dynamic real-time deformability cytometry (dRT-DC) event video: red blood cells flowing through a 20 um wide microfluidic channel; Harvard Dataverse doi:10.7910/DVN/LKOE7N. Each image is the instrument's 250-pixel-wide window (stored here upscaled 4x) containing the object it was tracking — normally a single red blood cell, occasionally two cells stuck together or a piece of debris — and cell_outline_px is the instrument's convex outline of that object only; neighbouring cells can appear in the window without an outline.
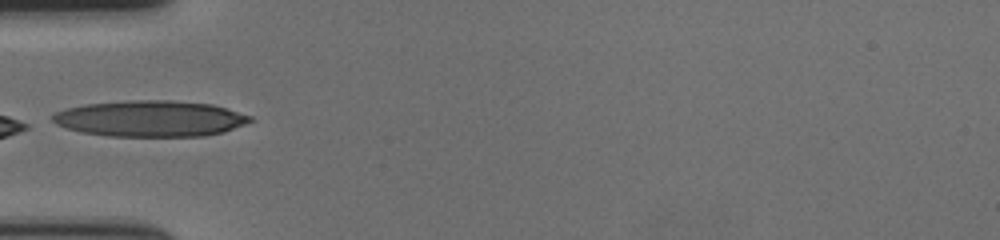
{"species": "human", "species_latin": "Homo sapiens", "temperature_condition": "cold", "stored_images_in_passage": 37, "camera_frame_rate_fps": 3000, "um_per_image_px": 0.085, "donor": {"sex": "female"}, "frame": {"image": 1, "passage_image": 1, "time_ms": 0.0, "image_size_px": [1000, 240], "cell_outline_px": [[256, 120], [224, 132], [204, 136], [108, 136], [80, 132], [56, 124], [52, 120], [52, 116], [56, 112], [68, 108], [84, 104], [128, 100], [172, 100], [212, 104], [252, 116]], "centroid_in_image_um": [12.8, 10.08], "position_along_channel_um": 72.2, "area_um2": 41.67}}
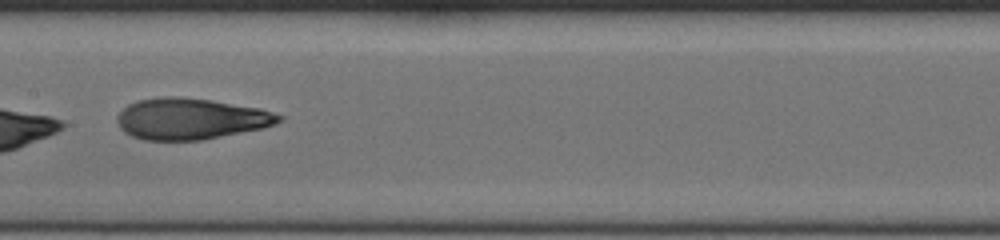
{"frame": {"image": 2, "passage_image": 11, "time_ms": 3.333, "image_size_px": [1000, 240], "cell_outline_px": [[284, 120], [276, 124], [264, 128], [200, 140], [144, 140], [132, 136], [124, 132], [120, 128], [116, 120], [116, 116], [128, 104], [136, 100], [164, 96], [180, 96], [212, 100], [260, 108], [284, 116]], "centroid_in_image_um": [16.21, 10.09], "position_along_channel_um": 191.2, "area_um2": 39.13}}
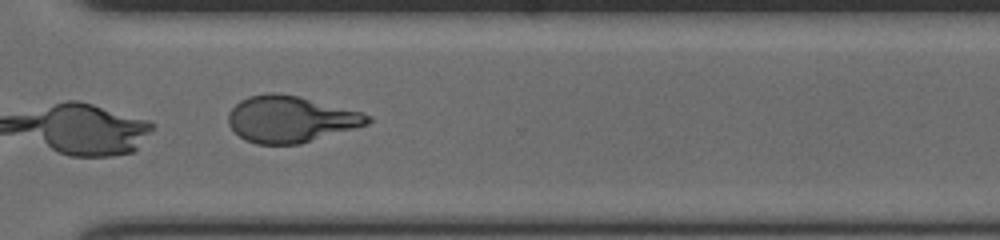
{"frame": {"image": 3, "passage_image": 24, "time_ms": 7.667, "image_size_px": [1000, 240], "cell_outline_px": [[372, 120], [368, 124], [300, 144], [256, 144], [244, 140], [228, 124], [228, 112], [240, 100], [248, 96], [268, 92], [280, 92], [300, 96], [360, 112], [372, 116]], "centroid_in_image_um": [24.67, 10.11], "position_along_channel_um": 345.9, "area_um2": 37.74}, "authors_computed_cell_mechanics": {"area_um2": 39.1306, "velocity_mm_per_s": 3.5616, "shape_relaxation_time_tau1_ms": 7.0749, "shape_relaxation_time_tau2_ms": 1.6496, "deformation_change_tau1": 0.2464, "deformation_change_tau2": 0.0899}}